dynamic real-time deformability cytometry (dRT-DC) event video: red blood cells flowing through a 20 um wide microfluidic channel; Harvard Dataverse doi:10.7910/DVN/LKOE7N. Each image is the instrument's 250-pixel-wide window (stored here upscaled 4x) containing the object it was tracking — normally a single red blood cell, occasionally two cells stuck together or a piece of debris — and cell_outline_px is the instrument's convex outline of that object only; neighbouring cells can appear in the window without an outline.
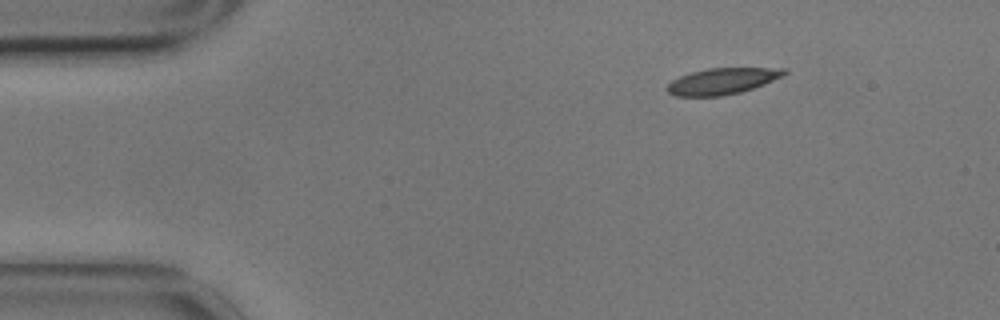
{"species": "common noctule bat (a hibernating species)", "species_latin": "Nyctalus noctula", "temperature_condition": "cold", "stored_images_in_passage": 50, "camera_frame_rate_fps": 3000, "um_per_image_px": 0.085, "animal": {"sex": "male", "body_mass_g": 17.9}, "frame": {"image": 1, "passage_image": 1, "time_ms": 0.0, "image_size_px": [1000, 320], "cell_outline_px": [[788, 72], [784, 76], [764, 84], [740, 92], [720, 96], [676, 96], [668, 92], [664, 88], [672, 80], [680, 76], [692, 72], [708, 68], [788, 68]], "centroid_in_image_um": [61.4, 6.89], "position_along_channel_um": 23.6, "area_um2": 17.92}}
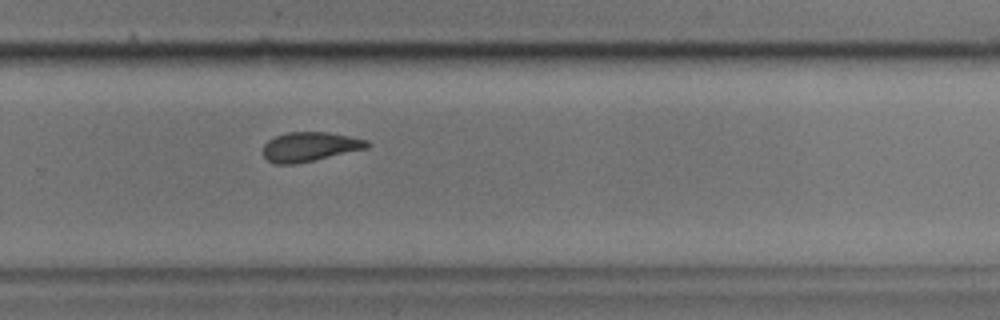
{"frame": {"image": 2, "passage_image": 31, "time_ms": 10.0, "image_size_px": [1000, 320], "cell_outline_px": [[372, 144], [368, 148], [312, 160], [292, 164], [276, 164], [268, 160], [264, 156], [264, 144], [268, 140], [276, 136], [288, 132], [328, 132], [368, 140]], "centroid_in_image_um": [26.35, 12.46], "position_along_channel_um": 303.4, "area_um2": 17.57}}
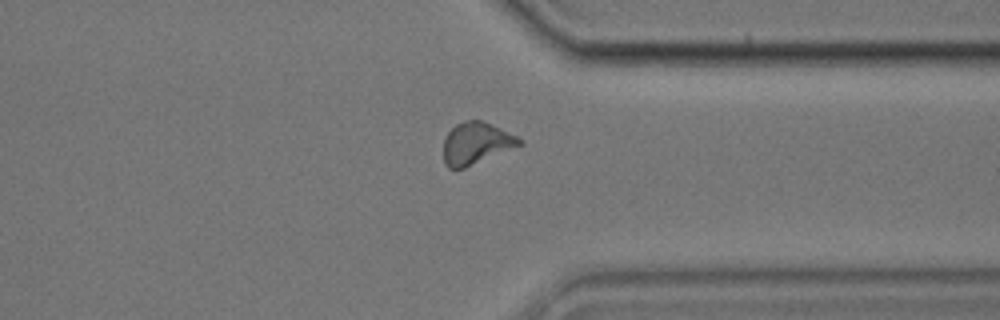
{"frame": {"image": 3, "passage_image": 37, "time_ms": 12.0, "image_size_px": [1000, 320], "cell_outline_px": [[524, 144], [464, 168], [448, 168], [444, 164], [444, 140], [448, 132], [456, 124], [464, 120], [480, 120], [500, 128], [524, 140]], "centroid_in_image_um": [40.48, 12.18], "position_along_channel_um": 370.9, "area_um2": 18.44}, "authors_computed_cell_mechanics": {"area_um2": 18.496, "velocity_mm_per_s": 3.4764, "shape_relaxation_time_tau1_ms": 6.5066, "shape_relaxation_time_tau2_ms": 4.5072, "deformation_change_tau1": 0.161, "deformation_change_tau2": 0.1009}}